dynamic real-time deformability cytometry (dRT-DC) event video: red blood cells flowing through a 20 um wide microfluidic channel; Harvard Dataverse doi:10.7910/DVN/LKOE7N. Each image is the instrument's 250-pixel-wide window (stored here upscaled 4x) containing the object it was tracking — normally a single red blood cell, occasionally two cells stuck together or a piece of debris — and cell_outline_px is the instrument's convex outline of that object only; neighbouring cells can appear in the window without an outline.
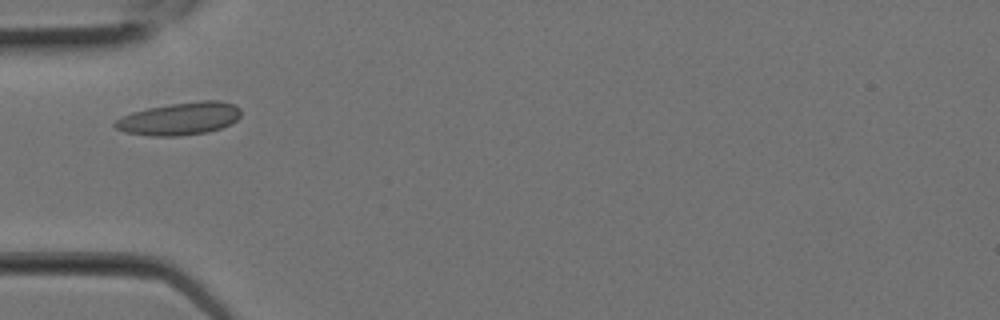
{"species": "Egyptian fruit bat (a non-hibernating species)", "species_latin": "Rousettus aegyptiacus", "temperature_condition": "room temperature", "stored_images_in_passage": 3, "camera_frame_rate_fps": 3000, "um_per_image_px": 0.085, "animal": {"sex": "female"}, "frame": {"image": 1, "passage_image": 2, "time_ms": 0.333, "image_size_px": [1000, 320], "cell_outline_px": [[240, 116], [232, 124], [208, 132], [180, 136], [152, 136], [124, 132], [116, 128], [112, 124], [116, 120], [132, 112], [148, 108], [172, 104], [200, 100], [220, 100], [236, 104], [240, 108]], "centroid_in_image_um": [15.3, 10.09], "position_along_channel_um": 69.7, "area_um2": 24.04}}